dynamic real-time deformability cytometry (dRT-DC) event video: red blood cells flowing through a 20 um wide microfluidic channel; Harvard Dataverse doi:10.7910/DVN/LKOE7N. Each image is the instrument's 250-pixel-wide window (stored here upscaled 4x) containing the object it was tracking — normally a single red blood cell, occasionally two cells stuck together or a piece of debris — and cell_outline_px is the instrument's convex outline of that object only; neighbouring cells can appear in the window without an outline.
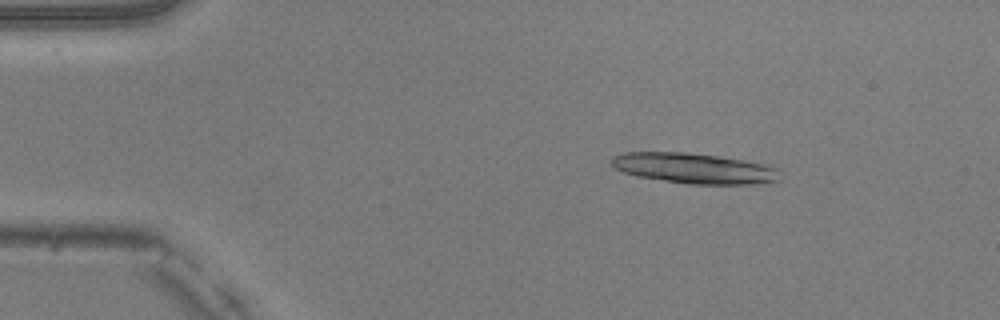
{"species": "common noctule bat (a hibernating species)", "species_latin": "Nyctalus noctula", "temperature_condition": "warm", "stored_images_in_passage": 49, "camera_frame_rate_fps": 3000, "um_per_image_px": 0.085, "animal": {"sex": "male", "body_mass_g": 20.5, "forearm_length_mm": 52.5}, "frame": {"image": 1, "passage_image": 8, "time_ms": 2.333, "image_size_px": [1000, 320], "cell_outline_px": [[780, 180], [752, 184], [688, 184], [636, 176], [624, 172], [616, 168], [612, 164], [612, 156], [624, 152], [684, 152], [720, 156], [744, 160], [764, 164], [780, 168]], "centroid_in_image_um": [59.04, 14.3], "position_along_channel_um": 26.0, "area_um2": 29.94}}
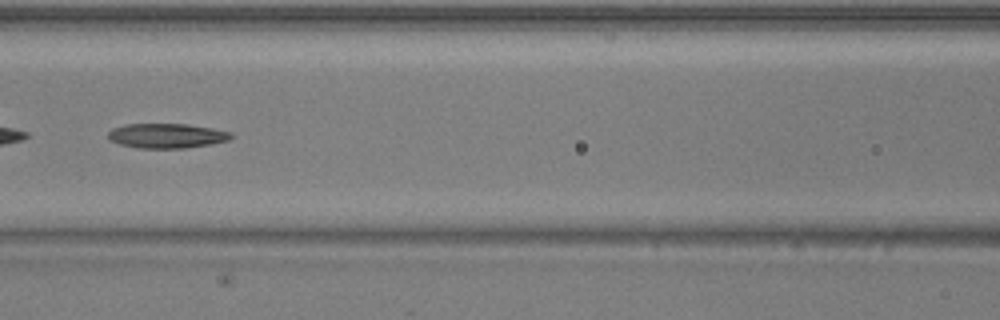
{"frame": {"image": 2, "passage_image": 23, "time_ms": 7.333, "image_size_px": [1000, 320], "cell_outline_px": [[236, 136], [228, 140], [212, 144], [184, 148], [136, 148], [120, 144], [108, 140], [108, 132], [112, 128], [124, 124], [188, 124], [212, 128], [232, 132]], "centroid_in_image_um": [14.18, 11.54], "position_along_channel_um": 152.4, "area_um2": 17.92}}
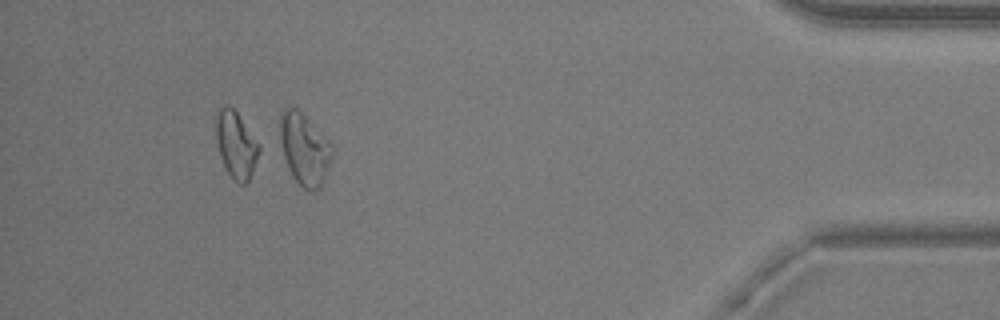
{"frame": {"image": 3, "passage_image": 46, "time_ms": 15.0, "image_size_px": [1000, 320], "cell_outline_px": [[332, 156], [328, 168], [320, 188], [312, 192], [308, 192], [292, 176], [288, 168], [284, 156], [280, 140], [280, 112], [284, 108], [296, 108], [332, 144]], "centroid_in_image_um": [25.87, 12.7], "position_along_channel_um": 409.3, "area_um2": 21.39}, "authors_computed_cell_mechanics": {"area_um2": 19.7098, "velocity_mm_per_s": 4.0394, "shape_relaxation_time_tau1_ms": null, "shape_relaxation_time_tau2_ms": 7.2558, "deformation_change_tau1": null, "deformation_change_tau2": 0.1927}}